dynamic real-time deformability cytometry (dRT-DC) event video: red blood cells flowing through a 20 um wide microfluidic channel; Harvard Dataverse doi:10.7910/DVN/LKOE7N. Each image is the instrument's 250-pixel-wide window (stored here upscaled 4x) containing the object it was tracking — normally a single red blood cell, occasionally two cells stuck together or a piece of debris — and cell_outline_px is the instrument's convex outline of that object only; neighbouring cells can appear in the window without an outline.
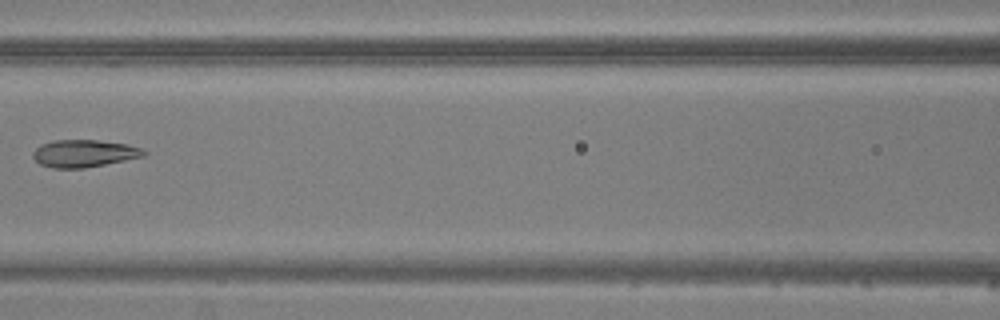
{"species": "common noctule bat (a hibernating species)", "species_latin": "Nyctalus noctula", "temperature_condition": "warm", "stored_images_in_passage": 5, "camera_frame_rate_fps": 3000, "um_per_image_px": 0.085, "animal": {"sex": "male", "body_mass_g": 20.5, "forearm_length_mm": 52.5}, "frame": {"image": 1, "passage_image": 5, "time_ms": 5.667, "image_size_px": [1000, 320], "cell_outline_px": [[148, 152], [144, 156], [84, 168], [52, 168], [40, 164], [32, 156], [32, 152], [40, 144], [52, 140], [96, 140], [128, 144], [140, 148]], "centroid_in_image_um": [7.11, 13.03], "position_along_channel_um": 159.5, "area_um2": 17.63}}